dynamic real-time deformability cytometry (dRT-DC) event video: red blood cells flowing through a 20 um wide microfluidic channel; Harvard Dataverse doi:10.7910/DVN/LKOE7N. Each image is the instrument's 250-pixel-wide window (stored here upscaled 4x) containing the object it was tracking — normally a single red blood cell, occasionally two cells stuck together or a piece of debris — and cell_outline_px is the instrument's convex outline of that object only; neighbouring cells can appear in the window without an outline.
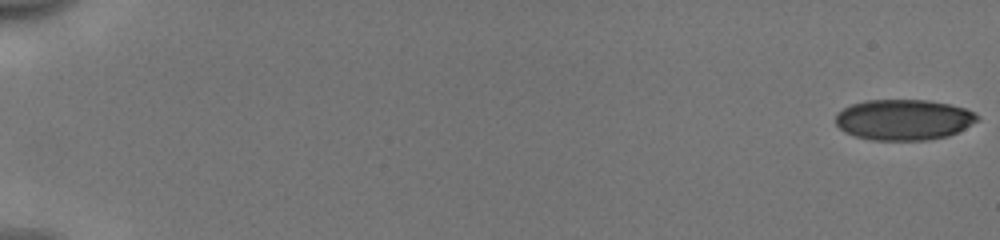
{"species": "human", "species_latin": "Homo sapiens", "temperature_condition": "cold", "stored_images_in_passage": 54, "camera_frame_rate_fps": 3000, "um_per_image_px": 0.085, "donor": {"sex": "male"}, "frame": {"image": 1, "passage_image": 1, "time_ms": 0.0, "image_size_px": [1000, 240], "cell_outline_px": [[980, 120], [948, 136], [928, 140], [872, 140], [856, 136], [844, 132], [836, 124], [836, 112], [852, 104], [864, 100], [928, 100], [948, 104], [964, 108], [976, 112], [980, 116]], "centroid_in_image_um": [76.82, 10.17], "position_along_channel_um": 8.2, "area_um2": 33.76}}
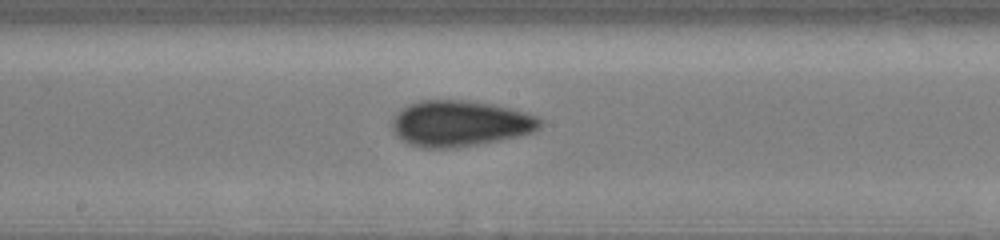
{"frame": {"image": 2, "passage_image": 31, "time_ms": 10.0, "image_size_px": [1000, 240], "cell_outline_px": [[540, 128], [532, 132], [516, 136], [476, 144], [444, 148], [424, 148], [408, 144], [396, 136], [392, 128], [392, 120], [400, 108], [408, 104], [420, 100], [464, 100], [492, 104], [524, 112], [536, 116], [540, 120]], "centroid_in_image_um": [39.02, 10.48], "position_along_channel_um": 209.2, "area_um2": 39.19}}
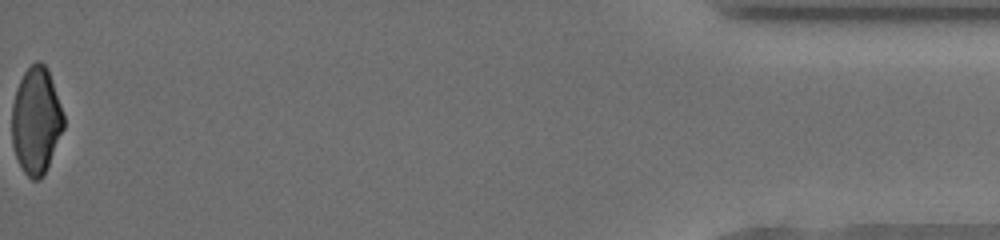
{"frame": {"image": 3, "passage_image": 54, "time_ms": 17.667, "image_size_px": [1000, 240], "cell_outline_px": [[64, 128], [48, 164], [40, 180], [32, 180], [24, 172], [16, 156], [12, 144], [12, 104], [16, 88], [24, 72], [36, 60], [40, 60], [48, 68], [64, 116]], "centroid_in_image_um": [3.06, 10.22], "position_along_channel_um": 432.1, "area_um2": 32.02}, "authors_computed_cell_mechanics": {"area_um2": 36.414, "velocity_mm_per_s": 3.9931, "shape_relaxation_time_tau1_ms": 7.077, "shape_relaxation_time_tau2_ms": 1.826, "deformation_change_tau1": 0.1455, "deformation_change_tau2": 0.0649}}